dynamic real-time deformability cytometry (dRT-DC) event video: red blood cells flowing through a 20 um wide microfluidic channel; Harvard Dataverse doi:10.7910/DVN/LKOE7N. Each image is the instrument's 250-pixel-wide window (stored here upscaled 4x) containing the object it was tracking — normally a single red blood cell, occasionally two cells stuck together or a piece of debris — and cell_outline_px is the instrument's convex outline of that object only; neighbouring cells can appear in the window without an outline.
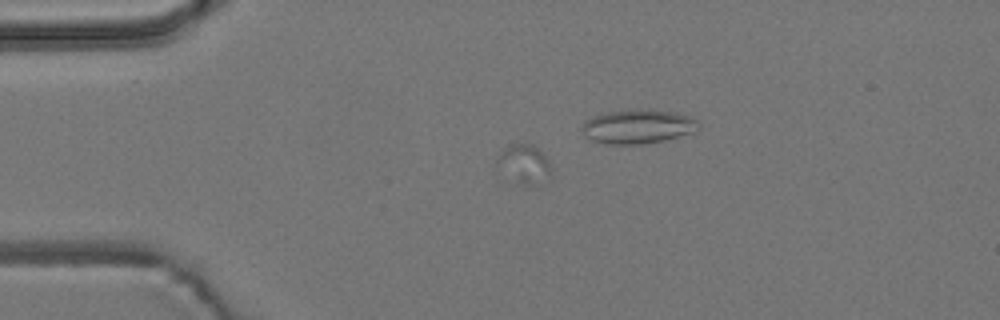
{"species": "common noctule bat (a hibernating species)", "species_latin": "Nyctalus noctula", "temperature_condition": "room temperature", "stored_images_in_passage": 60, "segment_of_instrument_passage": [1, 2], "camera_frame_rate_fps": 3000, "um_per_image_px": 0.085, "animal": {"sex": "male", "body_mass_g": 19.2, "forearm_length_mm": 51.8}, "frame": {"image": 1, "passage_image": 16, "time_ms": 5.0, "image_size_px": [1000, 320], "cell_outline_px": [[552, 176], [532, 184], [524, 184], [496, 164], [496, 160], [500, 152], [508, 144], [536, 144], [548, 160], [552, 168]], "centroid_in_image_um": [44.62, 13.85], "position_along_channel_um": 40.4, "area_um2": 11.73}}